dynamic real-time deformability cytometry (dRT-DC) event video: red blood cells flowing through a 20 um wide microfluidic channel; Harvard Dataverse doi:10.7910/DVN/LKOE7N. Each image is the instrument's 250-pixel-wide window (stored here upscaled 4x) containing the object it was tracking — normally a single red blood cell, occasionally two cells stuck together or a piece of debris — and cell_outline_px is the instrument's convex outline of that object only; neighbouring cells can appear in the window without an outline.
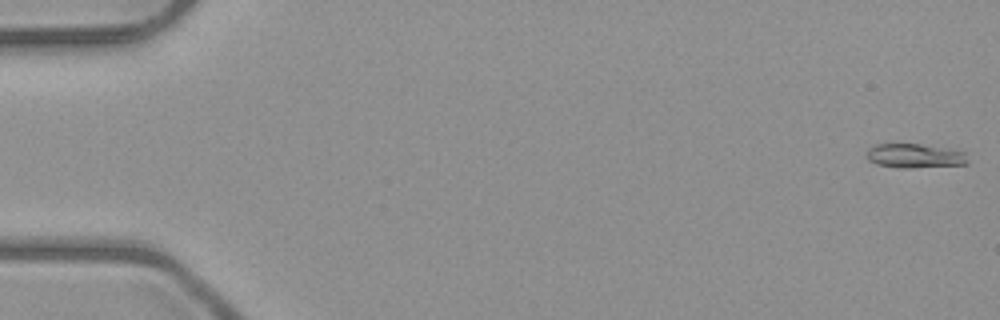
{"species": "common noctule bat (a hibernating species)", "species_latin": "Nyctalus noctula", "temperature_condition": "room temperature", "stored_images_in_passage": 8, "camera_frame_rate_fps": 3000, "um_per_image_px": 0.085, "animal": {"sex": "male", "body_mass_g": 23.1, "forearm_length_mm": 52.7}, "frame": {"image": 1, "passage_image": 1, "time_ms": 0.0, "image_size_px": [1000, 320], "cell_outline_px": [[968, 164], [912, 168], [900, 168], [876, 164], [868, 160], [864, 156], [868, 148], [876, 144], [920, 144], [964, 152], [968, 160]], "centroid_in_image_um": [77.69, 13.26], "position_along_channel_um": 7.3, "area_um2": 14.28}}
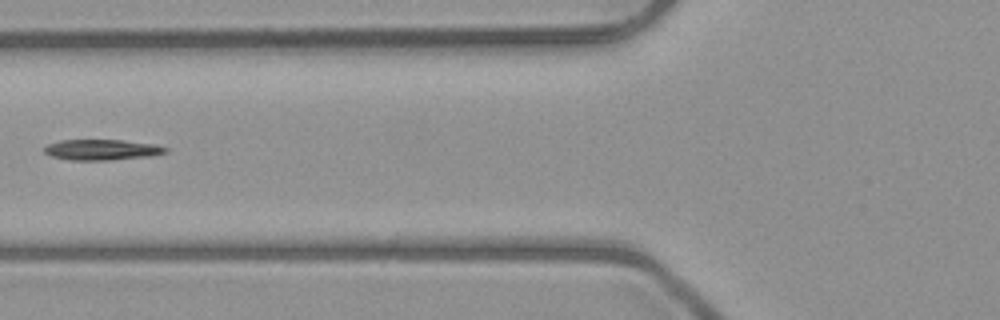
{"frame": {"image": 2, "passage_image": 6, "time_ms": 6.667, "image_size_px": [1000, 320], "cell_outline_px": [[168, 152], [152, 156], [108, 160], [68, 160], [52, 156], [44, 152], [44, 148], [48, 144], [60, 140], [120, 140], [152, 144], [168, 148]], "centroid_in_image_um": [8.65, 12.73], "position_along_channel_um": 117.1, "area_um2": 14.51}}
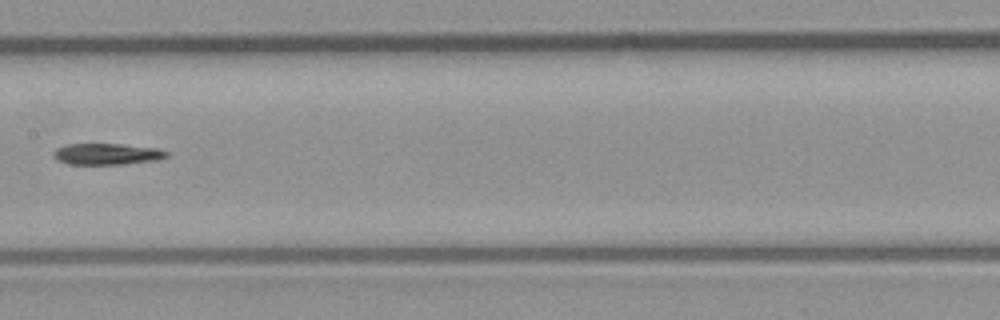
{"frame": {"image": 3, "passage_image": 8, "time_ms": 8.667, "image_size_px": [1000, 320], "cell_outline_px": [[168, 156], [156, 160], [124, 164], [72, 164], [56, 160], [52, 156], [52, 152], [56, 148], [68, 144], [120, 144], [156, 148], [168, 152]], "centroid_in_image_um": [9.05, 13.09], "position_along_channel_um": 198.4, "area_um2": 13.99}}